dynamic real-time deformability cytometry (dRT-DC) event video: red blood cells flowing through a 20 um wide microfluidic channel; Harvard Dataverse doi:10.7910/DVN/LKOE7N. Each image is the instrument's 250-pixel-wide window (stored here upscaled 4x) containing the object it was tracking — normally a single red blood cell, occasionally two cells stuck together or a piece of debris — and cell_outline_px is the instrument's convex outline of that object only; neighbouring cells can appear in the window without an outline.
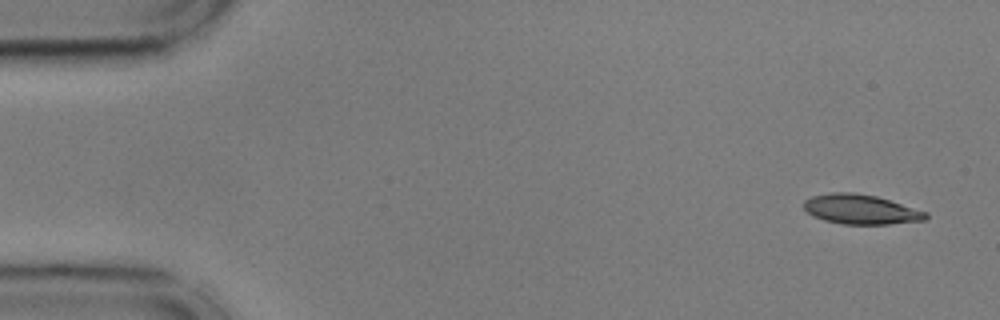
{"species": "common noctule bat (a hibernating species)", "species_latin": "Nyctalus noctula", "temperature_condition": "cold", "stored_images_in_passage": 54, "segment_of_instrument_passage": [1, 2], "camera_frame_rate_fps": 3000, "um_per_image_px": 0.085, "animal": {"sex": "male", "body_mass_g": 17.9, "forearm_length_mm": 54.2}, "frame": {"image": 1, "passage_image": 1, "time_ms": 0.0, "image_size_px": [1000, 320], "cell_outline_px": [[928, 216], [924, 220], [888, 224], [844, 224], [824, 220], [812, 216], [804, 208], [804, 200], [812, 196], [832, 192], [852, 192], [876, 196], [928, 212]], "centroid_in_image_um": [73.15, 17.79], "position_along_channel_um": 11.8, "area_um2": 20.98}}
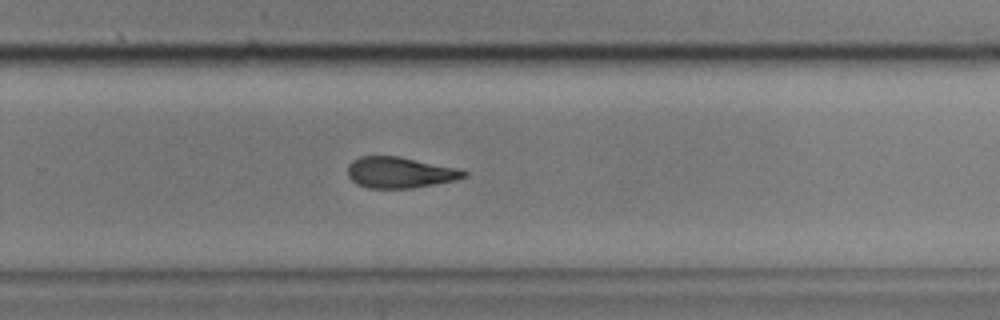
{"frame": {"image": 2, "passage_image": 34, "time_ms": 11.0, "image_size_px": [1000, 320], "cell_outline_px": [[468, 176], [456, 180], [412, 188], [368, 188], [356, 184], [348, 176], [348, 164], [352, 160], [360, 156], [400, 156], [460, 168], [468, 172]], "centroid_in_image_um": [34.01, 14.65], "position_along_channel_um": 295.8, "area_um2": 21.27}}
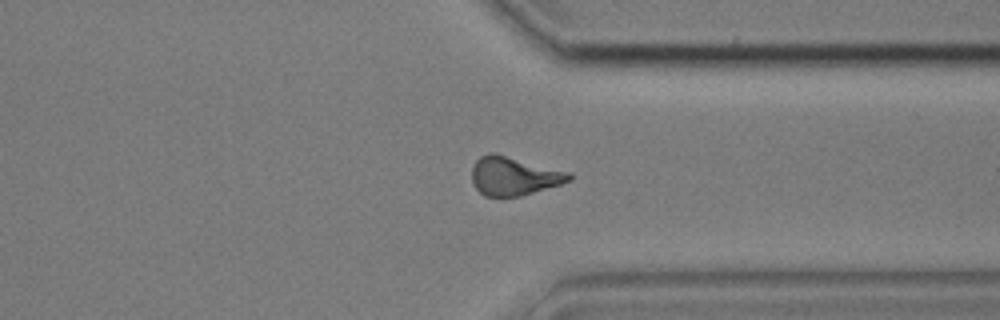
{"frame": {"image": 3, "passage_image": 40, "time_ms": 13.0, "image_size_px": [1000, 320], "cell_outline_px": [[572, 180], [560, 184], [520, 196], [484, 196], [472, 184], [472, 168], [476, 160], [480, 156], [488, 152], [492, 152], [572, 172]], "centroid_in_image_um": [43.68, 14.95], "position_along_channel_um": 367.7, "area_um2": 21.91}}